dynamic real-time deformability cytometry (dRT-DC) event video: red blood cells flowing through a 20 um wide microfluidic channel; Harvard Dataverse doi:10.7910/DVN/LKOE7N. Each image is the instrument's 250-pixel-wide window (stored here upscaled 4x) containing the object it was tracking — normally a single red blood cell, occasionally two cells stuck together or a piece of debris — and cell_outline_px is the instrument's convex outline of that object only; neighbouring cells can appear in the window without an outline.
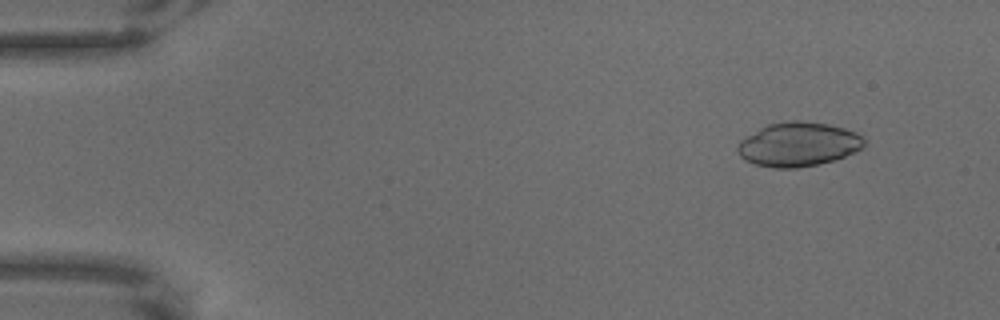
{"species": "common noctule bat (a hibernating species)", "species_latin": "Nyctalus noctula", "temperature_condition": "warm", "stored_images_in_passage": 28, "camera_frame_rate_fps": 3000, "um_per_image_px": 0.085, "animal": {"sex": "male", "body_mass_g": 18.8}, "frame": {"image": 1, "passage_image": 1, "time_ms": 0.0, "image_size_px": [1000, 320], "cell_outline_px": [[864, 144], [860, 148], [844, 156], [832, 160], [816, 164], [796, 168], [772, 168], [756, 164], [744, 160], [740, 156], [736, 148], [740, 140], [760, 128], [768, 124], [792, 120], [800, 120], [828, 124], [844, 128], [856, 132], [864, 136]], "centroid_in_image_um": [67.82, 12.26], "position_along_channel_um": 17.2, "area_um2": 32.37}}